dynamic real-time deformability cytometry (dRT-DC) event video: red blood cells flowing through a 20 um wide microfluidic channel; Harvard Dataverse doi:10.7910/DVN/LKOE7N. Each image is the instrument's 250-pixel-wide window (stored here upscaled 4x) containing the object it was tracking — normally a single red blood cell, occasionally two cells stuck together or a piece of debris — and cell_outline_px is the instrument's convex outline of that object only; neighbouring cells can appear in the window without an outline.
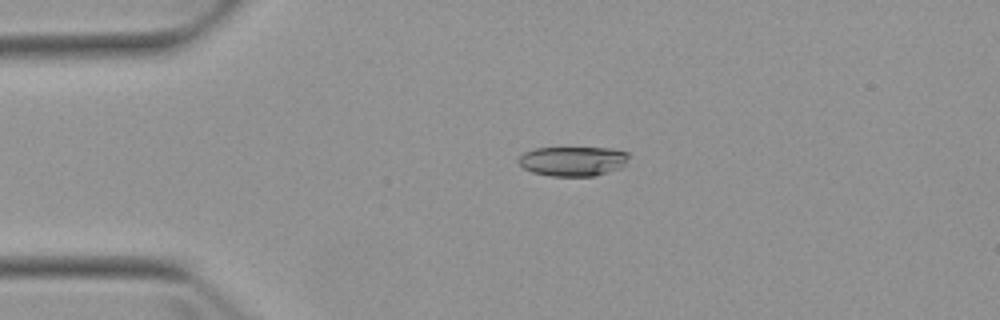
{"species": "Egyptian fruit bat (a non-hibernating species)", "species_latin": "Rousettus aegyptiacus", "temperature_condition": "warm", "stored_images_in_passage": 4, "camera_frame_rate_fps": 3000, "um_per_image_px": 0.085, "animal": {"sex": "female"}, "frame": {"image": 1, "passage_image": 3, "time_ms": 3.333, "image_size_px": [1000, 320], "cell_outline_px": [[628, 164], [620, 168], [596, 176], [548, 176], [532, 172], [524, 168], [516, 160], [524, 152], [536, 148], [612, 148], [628, 152]], "centroid_in_image_um": [48.72, 13.7], "position_along_channel_um": 36.3, "area_um2": 19.25}}